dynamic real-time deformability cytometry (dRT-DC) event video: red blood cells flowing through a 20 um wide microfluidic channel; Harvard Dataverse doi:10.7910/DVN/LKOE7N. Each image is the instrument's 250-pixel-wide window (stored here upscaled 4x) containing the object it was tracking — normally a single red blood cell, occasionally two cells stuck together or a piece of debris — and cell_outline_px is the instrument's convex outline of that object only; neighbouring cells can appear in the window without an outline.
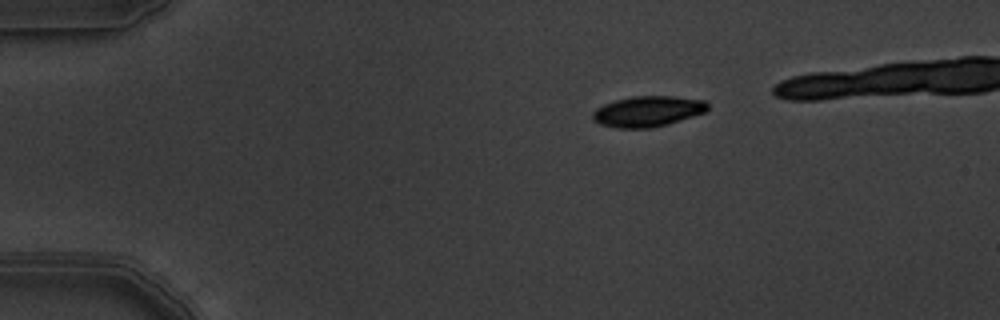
{"species": "common noctule bat (a hibernating species)", "species_latin": "Nyctalus noctula", "temperature_condition": "warm", "stored_images_in_passage": 3, "camera_frame_rate_fps": 3000, "um_per_image_px": 0.085, "animal": {"sex": "male", "body_mass_g": 19.5, "forearm_length_mm": 54.6}, "frame": {"image": 1, "passage_image": 1, "time_ms": 0.0, "image_size_px": [1000, 320], "cell_outline_px": [[708, 112], [668, 124], [648, 128], [616, 128], [600, 124], [592, 120], [592, 112], [596, 108], [604, 104], [616, 100], [632, 96], [676, 96], [704, 100], [708, 104]], "centroid_in_image_um": [55.07, 9.46], "position_along_channel_um": 29.9, "area_um2": 20.75}}